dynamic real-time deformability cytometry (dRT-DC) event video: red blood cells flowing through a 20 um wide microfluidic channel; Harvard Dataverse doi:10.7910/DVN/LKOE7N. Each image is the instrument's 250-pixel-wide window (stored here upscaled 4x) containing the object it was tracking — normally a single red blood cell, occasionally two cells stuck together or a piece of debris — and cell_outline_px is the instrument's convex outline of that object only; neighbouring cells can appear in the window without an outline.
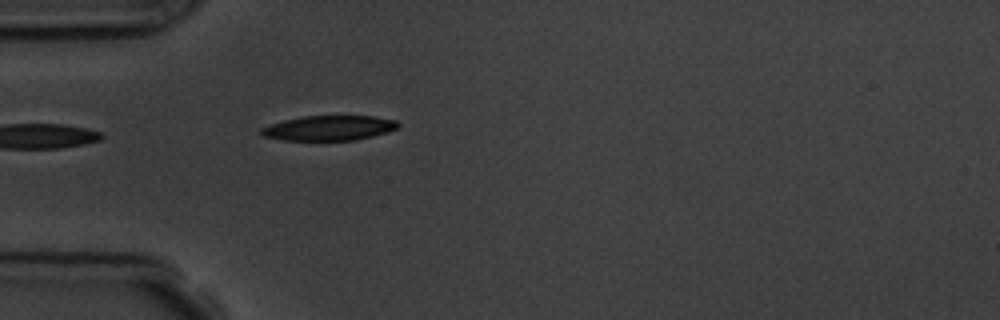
{"species": "common noctule bat (a hibernating species)", "species_latin": "Nyctalus noctula", "temperature_condition": "room temperature", "stored_images_in_passage": 2, "camera_frame_rate_fps": 3000, "um_per_image_px": 0.085, "animal": {"sex": "male", "body_mass_g": 19.5, "forearm_length_mm": 54.6}, "frame": {"image": 1, "passage_image": 2, "time_ms": 1.333, "image_size_px": [1000, 320], "cell_outline_px": [[400, 124], [396, 128], [388, 132], [356, 140], [284, 140], [264, 136], [260, 132], [260, 128], [284, 120], [304, 116], [372, 116], [396, 120]], "centroid_in_image_um": [27.98, 10.88], "position_along_channel_um": 57.0, "area_um2": 19.71}}